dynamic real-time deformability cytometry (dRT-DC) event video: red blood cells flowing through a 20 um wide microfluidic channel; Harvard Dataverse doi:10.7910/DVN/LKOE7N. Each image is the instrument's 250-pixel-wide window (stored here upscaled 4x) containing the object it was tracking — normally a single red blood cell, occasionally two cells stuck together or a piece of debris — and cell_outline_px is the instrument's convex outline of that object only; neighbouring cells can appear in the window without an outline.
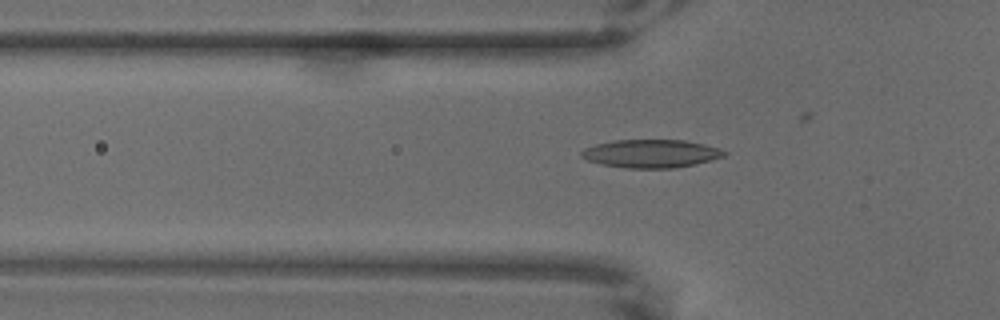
{"species": "common noctule bat (a hibernating species)", "species_latin": "Nyctalus noctula", "temperature_condition": "warm", "stored_images_in_passage": 41, "camera_frame_rate_fps": 3000, "um_per_image_px": 0.085, "animal": {"sex": "male", "body_mass_g": 18.8}, "frame": {"image": 1, "passage_image": 20, "time_ms": 6.333, "image_size_px": [1000, 320], "cell_outline_px": [[728, 152], [724, 156], [696, 164], [676, 168], [628, 168], [600, 164], [588, 160], [580, 156], [580, 152], [584, 148], [596, 144], [616, 140], [684, 140], [704, 144], [720, 148]], "centroid_in_image_um": [55.34, 13.05], "position_along_channel_um": 70.5, "area_um2": 23.47}}
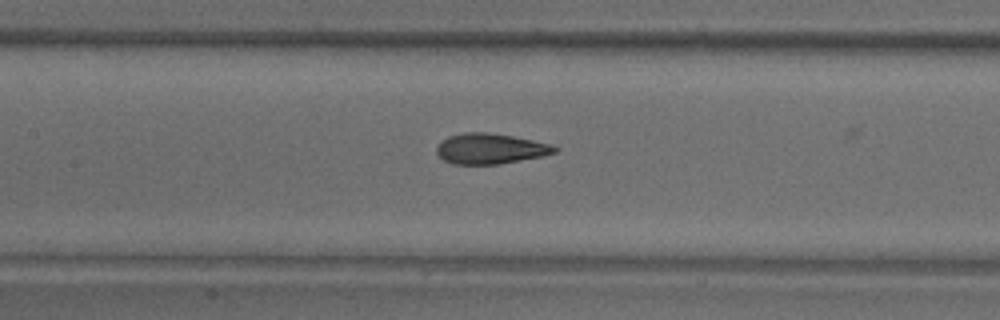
{"frame": {"image": 2, "passage_image": 29, "time_ms": 9.333, "image_size_px": [1000, 320], "cell_outline_px": [[560, 148], [556, 152], [540, 156], [520, 160], [496, 164], [452, 164], [444, 160], [436, 152], [436, 148], [448, 136], [464, 132], [488, 132], [512, 136], [552, 144]], "centroid_in_image_um": [41.68, 12.63], "position_along_channel_um": 165.7, "area_um2": 20.75}}
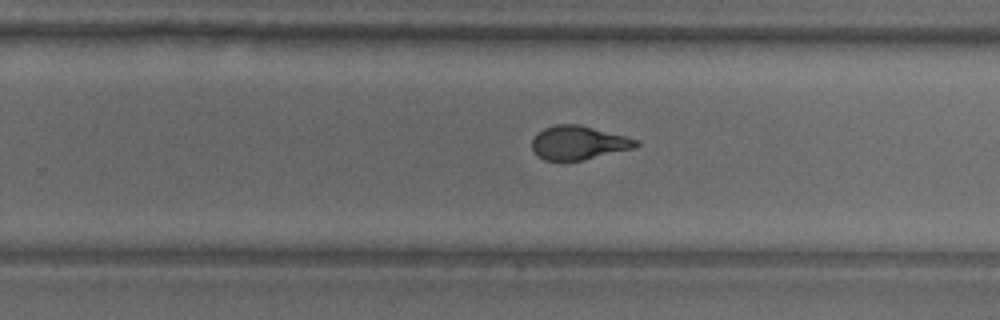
{"frame": {"image": 3, "passage_image": 40, "time_ms": 13.0, "image_size_px": [1000, 320], "cell_outline_px": [[640, 144], [636, 148], [584, 160], [544, 160], [536, 156], [532, 148], [532, 140], [536, 132], [544, 128], [556, 124], [580, 124], [640, 140]], "centroid_in_image_um": [49.18, 12.13], "position_along_channel_um": 280.6, "area_um2": 20.75}}